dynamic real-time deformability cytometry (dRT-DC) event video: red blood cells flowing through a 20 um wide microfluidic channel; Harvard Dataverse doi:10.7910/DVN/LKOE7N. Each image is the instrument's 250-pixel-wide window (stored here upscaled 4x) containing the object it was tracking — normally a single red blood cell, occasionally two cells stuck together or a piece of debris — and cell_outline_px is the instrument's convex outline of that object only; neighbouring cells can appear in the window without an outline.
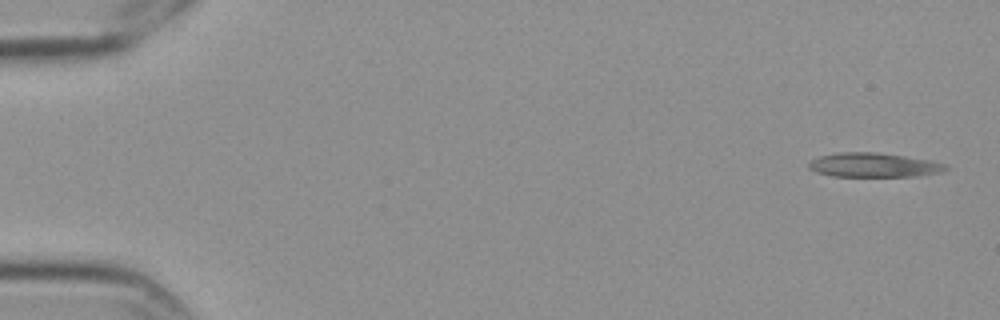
{"species": "Egyptian fruit bat (a non-hibernating species)", "species_latin": "Rousettus aegyptiacus", "temperature_condition": "cold", "stored_images_in_passage": 6, "camera_frame_rate_fps": 3000, "um_per_image_px": 0.085, "frame": {"image": 1, "passage_image": 1, "time_ms": 0.0, "image_size_px": [1000, 320], "cell_outline_px": [[948, 168], [940, 172], [916, 176], [832, 176], [816, 172], [808, 168], [808, 160], [820, 156], [836, 152], [876, 152], [904, 156], [928, 160], [948, 164]], "centroid_in_image_um": [74.21, 14.02], "position_along_channel_um": 10.8, "area_um2": 19.36}}
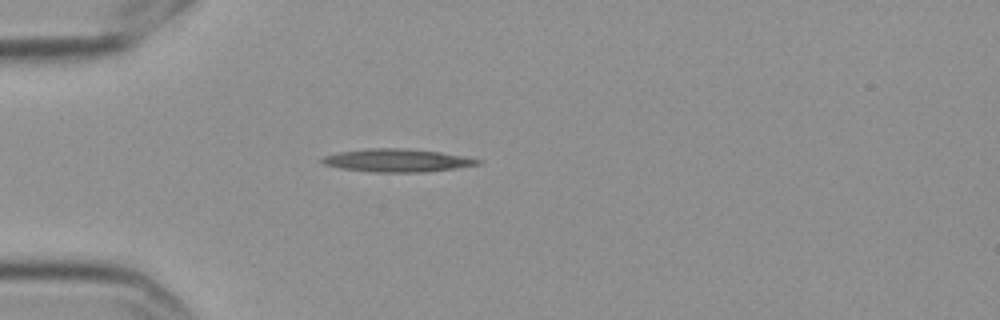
{"frame": {"image": 2, "passage_image": 5, "time_ms": 1.333, "image_size_px": [1000, 320], "cell_outline_px": [[480, 164], [456, 168], [424, 172], [368, 172], [340, 168], [324, 164], [320, 160], [324, 156], [340, 152], [372, 148], [408, 148], [440, 152], [464, 156], [480, 160]], "centroid_in_image_um": [33.75, 13.64], "position_along_channel_um": 51.3, "area_um2": 20.75}}